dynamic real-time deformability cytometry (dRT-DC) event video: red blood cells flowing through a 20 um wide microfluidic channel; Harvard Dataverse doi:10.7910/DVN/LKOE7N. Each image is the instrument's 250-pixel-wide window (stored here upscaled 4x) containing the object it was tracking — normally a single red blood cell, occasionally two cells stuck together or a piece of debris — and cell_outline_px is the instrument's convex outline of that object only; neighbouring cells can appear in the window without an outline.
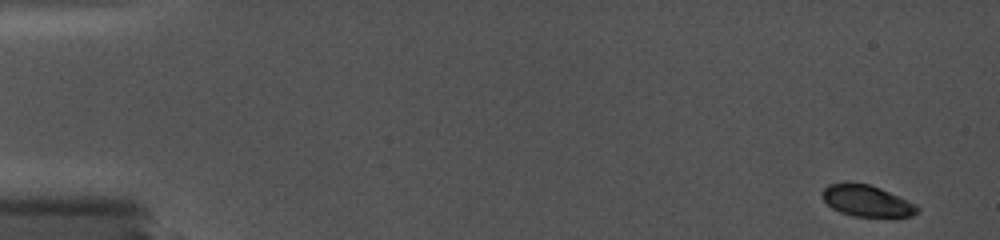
{"species": "common noctule bat (a hibernating species)", "species_latin": "Nyctalus noctula", "temperature_condition": "cold", "stored_images_in_passage": 16, "camera_frame_rate_fps": 5000, "um_per_image_px": 0.085, "animal": {"sex": "female", "body_mass_g": 19.0, "forearm_length_mm": 56.7}, "frame": {"image": 1, "passage_image": 1, "time_ms": 0.0, "image_size_px": [1000, 240], "cell_outline_px": [[920, 212], [912, 216], [852, 216], [840, 212], [832, 208], [820, 196], [820, 192], [828, 184], [868, 184], [880, 188], [916, 204], [920, 208]], "centroid_in_image_um": [73.68, 17.09], "position_along_channel_um": 11.3, "area_um2": 17.11}}
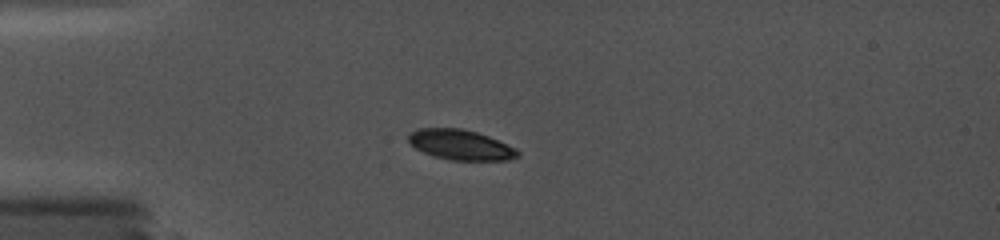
{"frame": {"image": 2, "passage_image": 10, "time_ms": 4.2, "image_size_px": [1000, 240], "cell_outline_px": [[520, 156], [508, 160], [452, 160], [436, 156], [424, 152], [416, 148], [408, 140], [408, 132], [420, 128], [464, 128], [488, 136], [516, 148], [520, 152]], "centroid_in_image_um": [39.17, 12.3], "position_along_channel_um": 45.8, "area_um2": 19.13}}
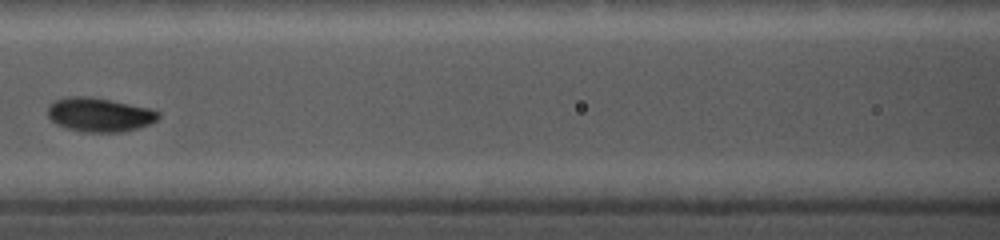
{"frame": {"image": 3, "passage_image": 16, "time_ms": 7.8, "image_size_px": [1000, 240], "cell_outline_px": [[160, 116], [156, 120], [148, 124], [124, 132], [80, 132], [56, 124], [48, 116], [48, 104], [52, 100], [64, 96], [92, 96], [148, 108], [160, 112]], "centroid_in_image_um": [8.4, 9.73], "position_along_channel_um": 158.2, "area_um2": 22.08}}